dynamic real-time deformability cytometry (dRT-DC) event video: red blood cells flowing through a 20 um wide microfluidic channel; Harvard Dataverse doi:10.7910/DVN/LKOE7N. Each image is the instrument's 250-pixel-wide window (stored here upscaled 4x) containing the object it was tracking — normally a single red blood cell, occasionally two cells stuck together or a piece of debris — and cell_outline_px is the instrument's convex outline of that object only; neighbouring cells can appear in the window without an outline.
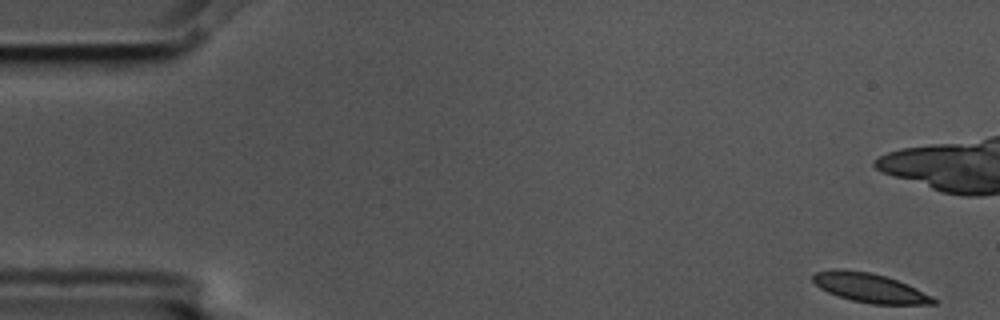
{"species": "common noctule bat (a hibernating species)", "species_latin": "Nyctalus noctula", "temperature_condition": "cold", "stored_images_in_passage": 4, "camera_frame_rate_fps": 3000, "um_per_image_px": 0.085, "animal": {"sex": "male", "body_mass_g": 17.5, "forearm_length_mm": 52.3}, "frame": {"image": 1, "passage_image": 1, "time_ms": 0.0, "image_size_px": [1000, 320], "cell_outline_px": [[940, 300], [936, 304], [872, 304], [852, 300], [828, 292], [820, 288], [812, 280], [812, 276], [816, 272], [868, 272], [884, 276], [908, 284]], "centroid_in_image_um": [74.06, 24.53], "position_along_channel_um": 10.9, "area_um2": 19.59}}